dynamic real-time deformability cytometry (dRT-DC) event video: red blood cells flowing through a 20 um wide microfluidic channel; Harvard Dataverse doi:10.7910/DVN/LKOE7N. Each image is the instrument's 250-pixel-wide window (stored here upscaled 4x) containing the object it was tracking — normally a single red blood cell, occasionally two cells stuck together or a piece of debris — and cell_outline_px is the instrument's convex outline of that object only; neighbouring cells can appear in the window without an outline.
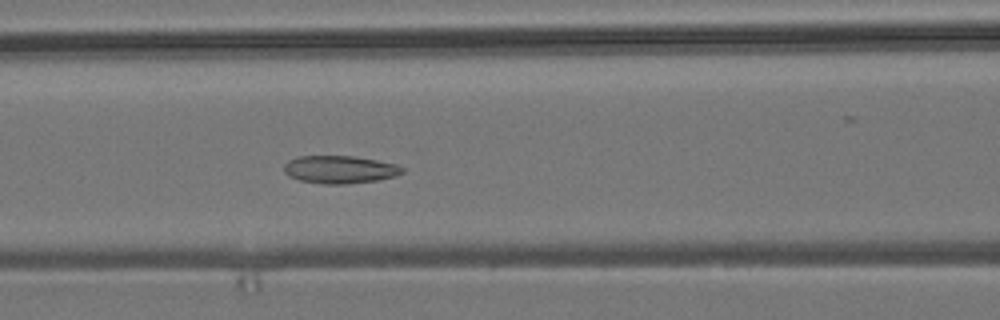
{"species": "common noctule bat (a hibernating species)", "species_latin": "Nyctalus noctula", "temperature_condition": "room temperature", "stored_images_in_passage": 45, "camera_frame_rate_fps": 3000, "um_per_image_px": 0.085, "animal": {"sex": "male", "body_mass_g": 19.2, "forearm_length_mm": 51.8}, "frame": {"image": 1, "passage_image": 14, "time_ms": 4.333, "image_size_px": [1000, 320], "cell_outline_px": [[404, 172], [396, 176], [376, 180], [344, 184], [324, 184], [300, 180], [288, 176], [284, 172], [284, 164], [288, 160], [300, 156], [356, 156], [396, 164], [404, 168]], "centroid_in_image_um": [28.87, 14.4], "position_along_channel_um": 137.7, "area_um2": 19.13}}
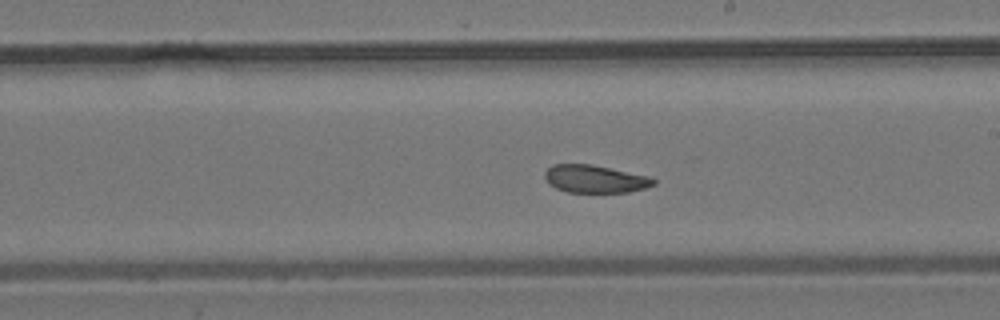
{"frame": {"image": 2, "passage_image": 22, "time_ms": 7.0, "image_size_px": [1000, 320], "cell_outline_px": [[656, 184], [644, 188], [628, 192], [568, 192], [556, 188], [548, 184], [544, 176], [544, 172], [552, 164], [592, 164], [648, 176], [656, 180]], "centroid_in_image_um": [50.55, 15.2], "position_along_channel_um": 238.5, "area_um2": 17.57}}
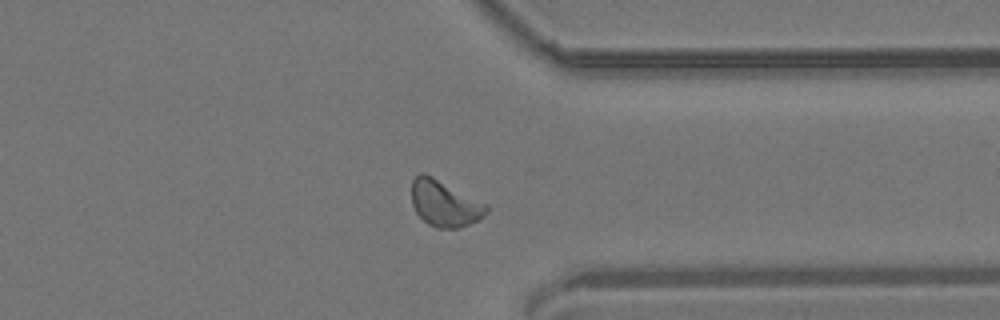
{"frame": {"image": 3, "passage_image": 33, "time_ms": 10.667, "image_size_px": [1000, 320], "cell_outline_px": [[488, 212], [484, 216], [468, 224], [456, 228], [436, 228], [428, 224], [416, 212], [412, 204], [412, 180], [420, 172], [424, 172], [488, 204]], "centroid_in_image_um": [37.79, 17.28], "position_along_channel_um": 373.6, "area_um2": 20.06}, "authors_computed_cell_mechanics": {"area_um2": 19.074, "velocity_mm_per_s": 3.7813, "shape_relaxation_time_tau1_ms": null, "shape_relaxation_time_tau2_ms": 2.6019, "deformation_change_tau1": null, "deformation_change_tau2": 0.0644}}